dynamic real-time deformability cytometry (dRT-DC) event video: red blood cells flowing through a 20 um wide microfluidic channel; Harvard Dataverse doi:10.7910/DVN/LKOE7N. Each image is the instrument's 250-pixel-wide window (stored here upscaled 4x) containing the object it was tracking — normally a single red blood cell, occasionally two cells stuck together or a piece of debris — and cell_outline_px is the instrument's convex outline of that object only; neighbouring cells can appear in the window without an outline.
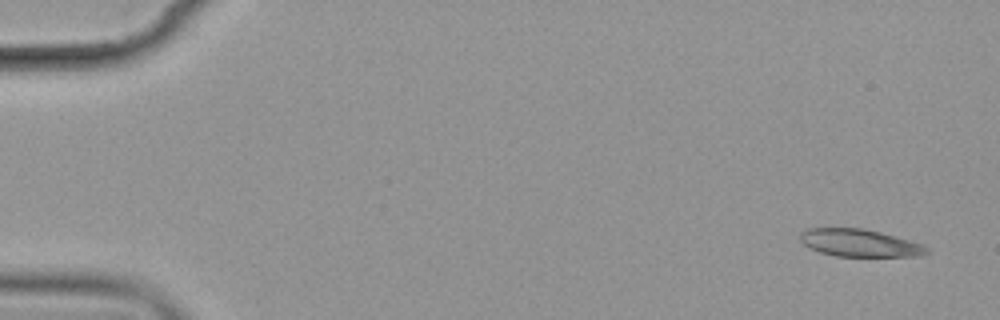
{"species": "common noctule bat (a hibernating species)", "species_latin": "Nyctalus noctula", "temperature_condition": "cold", "stored_images_in_passage": 5, "segment_of_instrument_passage": [2, 2], "camera_frame_rate_fps": 3000, "um_per_image_px": 0.085, "animal": {"sex": "female", "body_mass_g": 19.9}, "frame": {"image": 1, "passage_image": 5, "time_ms": 5.333, "image_size_px": [1000, 320], "cell_outline_px": [[928, 252], [924, 256], [836, 256], [820, 252], [804, 244], [800, 240], [800, 232], [808, 228], [864, 228], [880, 232], [924, 244], [928, 248]], "centroid_in_image_um": [73.09, 20.65], "position_along_channel_um": 11.9, "area_um2": 20.23}}